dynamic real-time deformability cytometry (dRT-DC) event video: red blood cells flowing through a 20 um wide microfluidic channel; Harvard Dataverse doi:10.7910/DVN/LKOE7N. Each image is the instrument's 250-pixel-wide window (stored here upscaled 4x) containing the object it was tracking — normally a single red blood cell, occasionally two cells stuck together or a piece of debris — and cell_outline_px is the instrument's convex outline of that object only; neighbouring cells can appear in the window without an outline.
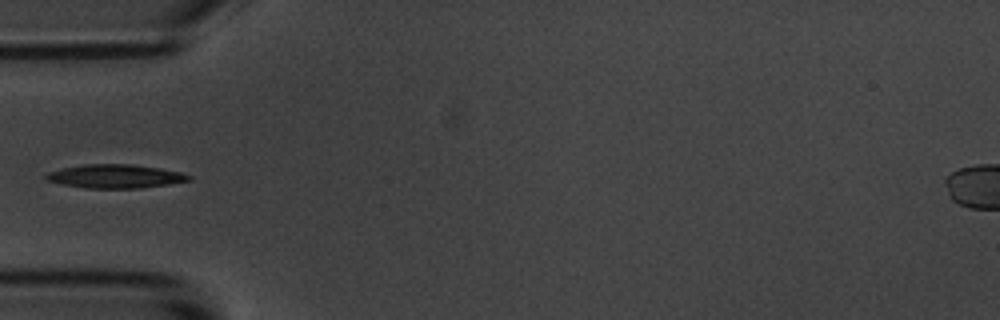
{"species": "common noctule bat (a hibernating species)", "species_latin": "Nyctalus noctula", "temperature_condition": "room temperature", "stored_images_in_passage": 9, "camera_frame_rate_fps": 3000, "um_per_image_px": 0.085, "animal": {"sex": "male", "body_mass_g": 20.1, "forearm_length_mm": 53.5}, "frame": {"image": 1, "passage_image": 3, "time_ms": 2.333, "image_size_px": [1000, 320], "cell_outline_px": [[192, 180], [168, 184], [140, 188], [88, 188], [60, 184], [44, 180], [44, 176], [48, 172], [60, 168], [84, 164], [128, 164], [160, 168], [180, 172], [192, 176]], "centroid_in_image_um": [9.75, 14.98], "position_along_channel_um": 75.2, "area_um2": 19.77}}
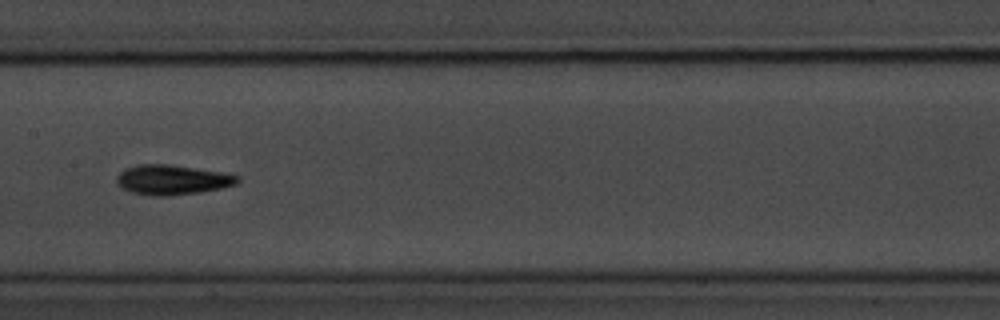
{"frame": {"image": 2, "passage_image": 6, "time_ms": 5.667, "image_size_px": [1000, 320], "cell_outline_px": [[240, 180], [236, 184], [220, 188], [200, 192], [168, 196], [152, 196], [132, 192], [124, 188], [116, 180], [116, 176], [124, 168], [136, 164], [168, 164], [220, 172], [240, 176]], "centroid_in_image_um": [14.62, 15.28], "position_along_channel_um": 192.8, "area_um2": 20.87}}
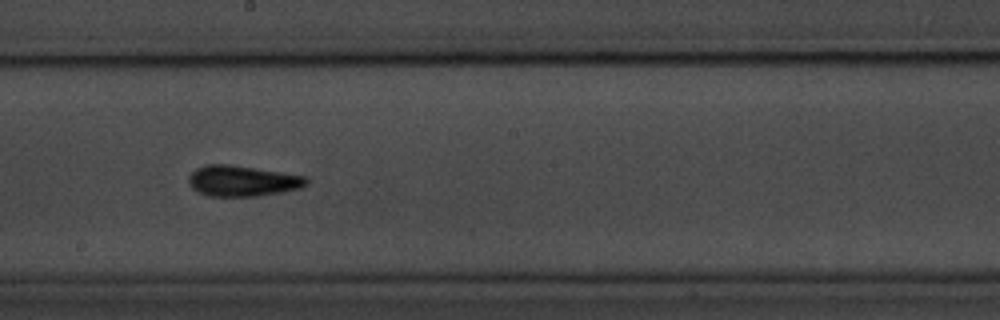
{"frame": {"image": 3, "passage_image": 7, "time_ms": 6.667, "image_size_px": [1000, 320], "cell_outline_px": [[308, 184], [300, 188], [280, 192], [256, 196], [212, 196], [200, 192], [192, 188], [188, 180], [188, 176], [196, 168], [208, 164], [228, 164], [308, 176]], "centroid_in_image_um": [20.62, 15.37], "position_along_channel_um": 227.6, "area_um2": 20.98}}